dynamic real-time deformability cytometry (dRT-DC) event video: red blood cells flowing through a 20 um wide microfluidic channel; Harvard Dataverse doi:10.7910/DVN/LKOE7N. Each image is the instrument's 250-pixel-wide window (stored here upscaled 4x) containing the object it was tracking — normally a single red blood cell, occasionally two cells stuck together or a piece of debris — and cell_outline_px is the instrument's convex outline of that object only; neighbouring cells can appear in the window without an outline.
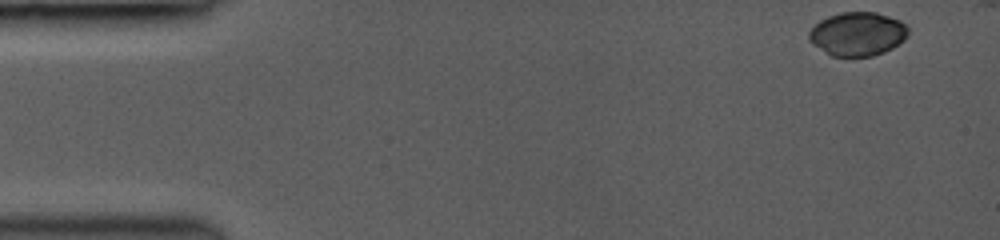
{"species": "common noctule bat (a hibernating species)", "species_latin": "Nyctalus noctula", "temperature_condition": "room temperature", "stored_images_in_passage": 14, "camera_frame_rate_fps": 3000, "um_per_image_px": 0.085, "animal": {"sex": "female", "body_mass_g": 19.0, "forearm_length_mm": 53.3}, "frame": {"image": 1, "passage_image": 1, "time_ms": 0.0, "image_size_px": [1000, 240], "cell_outline_px": [[908, 36], [904, 40], [892, 48], [884, 52], [872, 56], [832, 56], [812, 44], [808, 40], [808, 32], [820, 20], [828, 16], [840, 12], [876, 12], [900, 20], [908, 28]], "centroid_in_image_um": [72.89, 2.88], "position_along_channel_um": 12.1, "area_um2": 25.32}}
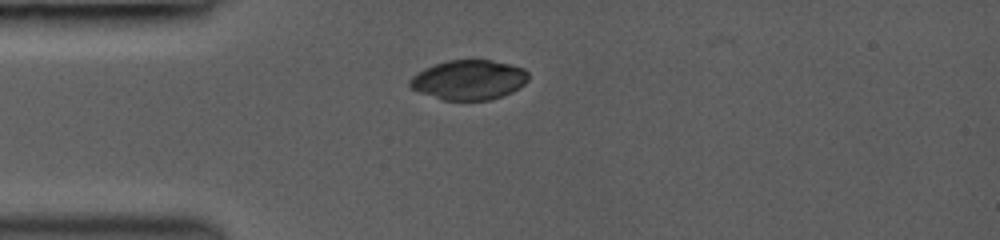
{"frame": {"image": 2, "passage_image": 12, "time_ms": 3.333, "image_size_px": [1000, 240], "cell_outline_px": [[528, 80], [520, 88], [512, 92], [488, 100], [444, 100], [420, 92], [412, 88], [408, 84], [408, 80], [412, 76], [424, 68], [448, 60], [492, 60], [512, 64], [524, 68], [528, 72]], "centroid_in_image_um": [39.87, 6.78], "position_along_channel_um": 45.1, "area_um2": 27.46}}